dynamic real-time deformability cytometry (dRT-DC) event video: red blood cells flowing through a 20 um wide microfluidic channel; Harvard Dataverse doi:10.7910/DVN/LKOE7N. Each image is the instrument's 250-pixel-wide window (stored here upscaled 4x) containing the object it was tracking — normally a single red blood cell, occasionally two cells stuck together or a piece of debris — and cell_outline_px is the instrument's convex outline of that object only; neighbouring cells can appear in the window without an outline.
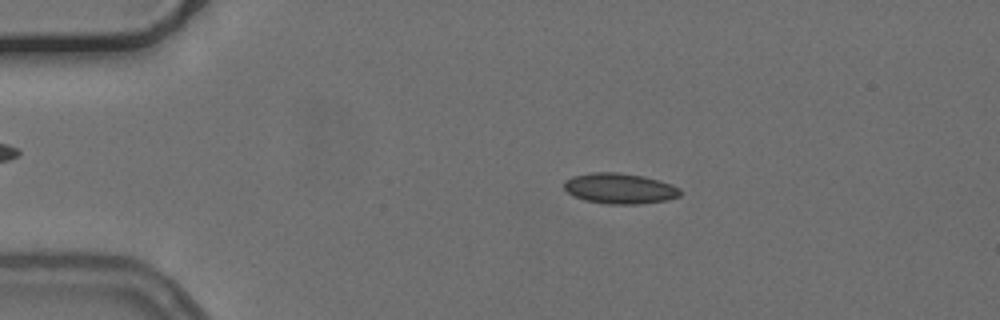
{"species": "common noctule bat (a hibernating species)", "species_latin": "Nyctalus noctula", "temperature_condition": "cold", "stored_images_in_passage": 40, "camera_frame_rate_fps": 3000, "um_per_image_px": 0.085, "animal": {"sex": "female", "body_mass_g": 24.6, "forearm_length_mm": 56.2}, "frame": {"image": 1, "passage_image": 7, "time_ms": 2.0, "image_size_px": [1000, 320], "cell_outline_px": [[680, 196], [668, 200], [640, 204], [608, 204], [584, 200], [572, 196], [564, 188], [564, 180], [572, 176], [592, 172], [616, 172], [644, 176], [672, 184], [680, 188]], "centroid_in_image_um": [52.66, 16.02], "position_along_channel_um": 32.3, "area_um2": 20.87}}
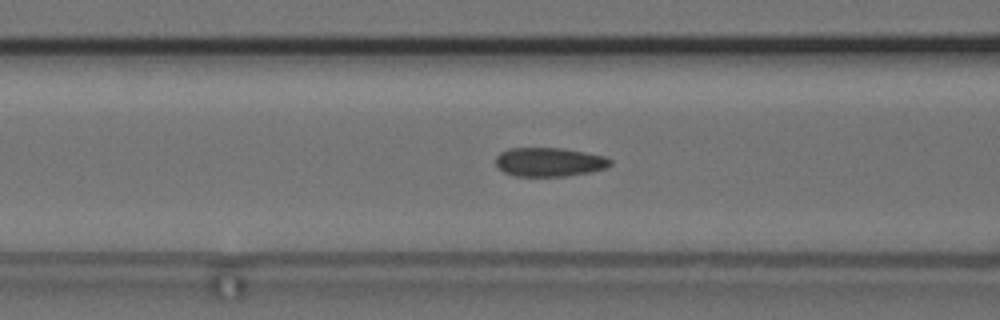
{"frame": {"image": 2, "passage_image": 18, "time_ms": 5.667, "image_size_px": [1000, 320], "cell_outline_px": [[612, 164], [608, 168], [592, 172], [568, 176], [516, 176], [504, 172], [496, 168], [496, 156], [500, 152], [508, 148], [564, 148], [604, 156], [612, 160]], "centroid_in_image_um": [46.7, 13.77], "position_along_channel_um": 119.9, "area_um2": 19.59}}
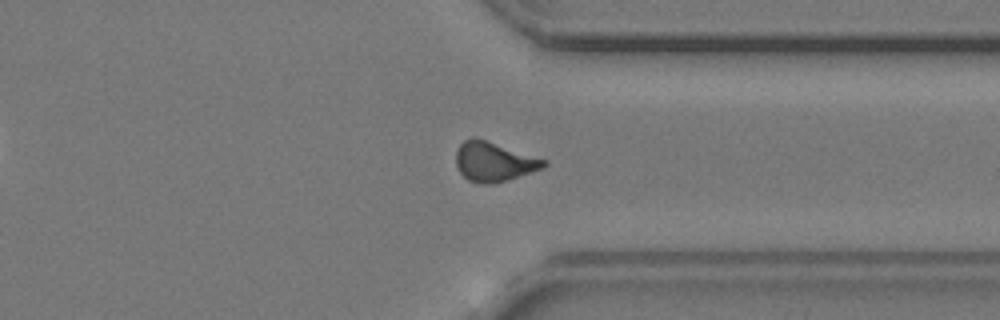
{"frame": {"image": 3, "passage_image": 38, "time_ms": 12.333, "image_size_px": [1000, 320], "cell_outline_px": [[548, 164], [544, 168], [508, 180], [492, 184], [484, 184], [468, 180], [460, 172], [456, 164], [456, 152], [460, 144], [464, 140], [484, 140], [548, 160]], "centroid_in_image_um": [42.02, 13.78], "position_along_channel_um": 369.4, "area_um2": 19.83}, "authors_computed_cell_mechanics": {"area_um2": 19.7098, "velocity_mm_per_s": 3.753, "shape_relaxation_time_tau1_ms": null, "shape_relaxation_time_tau2_ms": 1.7202, "deformation_change_tau1": null, "deformation_change_tau2": 0.0664}}